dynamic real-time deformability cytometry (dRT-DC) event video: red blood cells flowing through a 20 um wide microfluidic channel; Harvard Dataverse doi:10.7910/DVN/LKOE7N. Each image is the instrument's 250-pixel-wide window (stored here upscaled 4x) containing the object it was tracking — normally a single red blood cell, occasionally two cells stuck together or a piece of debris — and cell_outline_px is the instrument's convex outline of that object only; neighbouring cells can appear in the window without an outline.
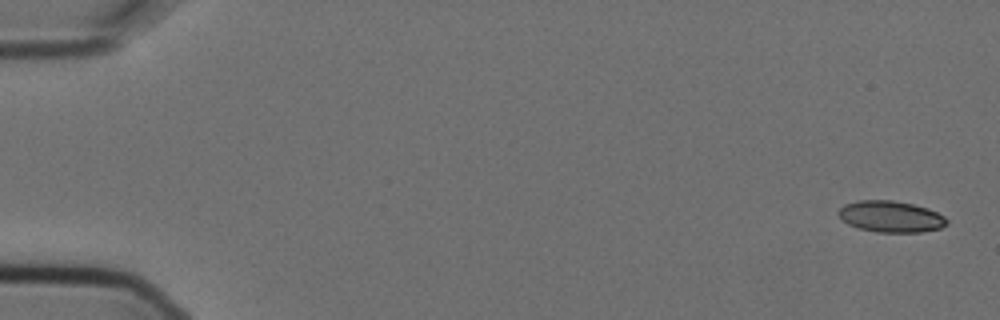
{"species": "Egyptian fruit bat (a non-hibernating species)", "species_latin": "Rousettus aegyptiacus", "temperature_condition": "cold", "stored_images_in_passage": 5, "camera_frame_rate_fps": 3000, "um_per_image_px": 0.085, "animal": {"sex": "female"}, "frame": {"image": 1, "passage_image": 1, "time_ms": 0.0, "image_size_px": [1000, 320], "cell_outline_px": [[948, 224], [940, 228], [920, 232], [876, 232], [860, 228], [848, 224], [836, 212], [844, 204], [860, 200], [892, 200], [912, 204], [928, 208], [944, 216], [948, 220]], "centroid_in_image_um": [75.72, 18.4], "position_along_channel_um": 9.3, "area_um2": 19.71}}
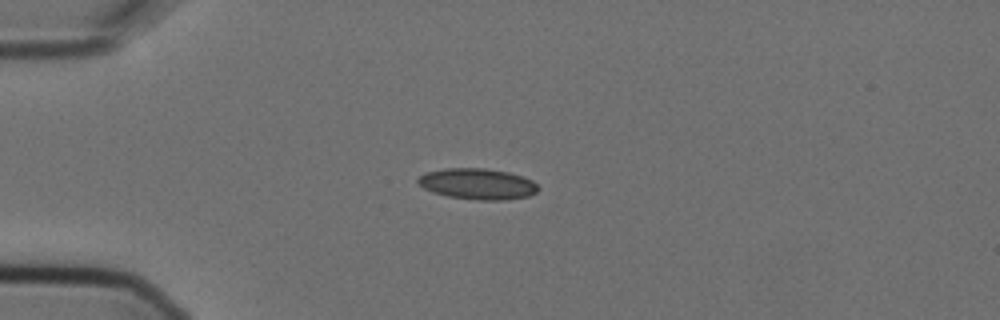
{"frame": {"image": 2, "passage_image": 4, "time_ms": 1.0, "image_size_px": [1000, 320], "cell_outline_px": [[540, 188], [536, 192], [528, 196], [504, 200], [480, 200], [448, 196], [432, 192], [424, 188], [416, 180], [420, 176], [428, 172], [444, 168], [484, 168], [508, 172], [524, 176], [532, 180]], "centroid_in_image_um": [40.62, 15.63], "position_along_channel_um": 44.4, "area_um2": 21.62}}